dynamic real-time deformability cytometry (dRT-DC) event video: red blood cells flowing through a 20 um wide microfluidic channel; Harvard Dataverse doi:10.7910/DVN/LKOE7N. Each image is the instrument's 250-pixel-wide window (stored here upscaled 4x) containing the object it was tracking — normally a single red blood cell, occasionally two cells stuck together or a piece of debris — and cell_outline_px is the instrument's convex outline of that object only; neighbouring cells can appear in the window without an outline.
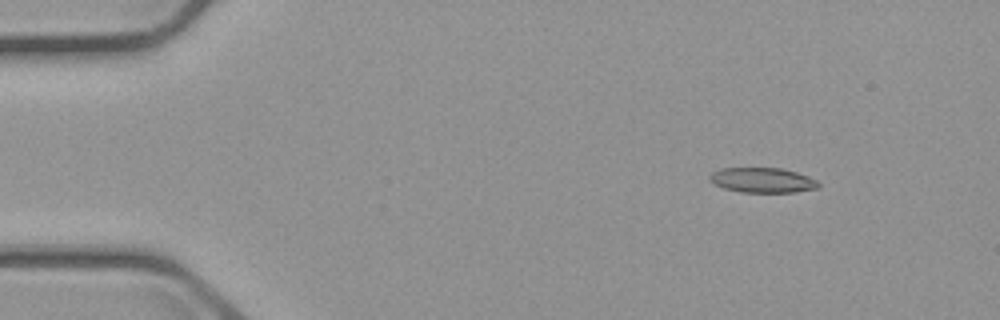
{"species": "common noctule bat (a hibernating species)", "species_latin": "Nyctalus noctula", "temperature_condition": "cold", "stored_images_in_passage": 4, "camera_frame_rate_fps": 3000, "um_per_image_px": 0.085, "animal": {"sex": "male", "body_mass_g": 23.1, "forearm_length_mm": 52.7}, "frame": {"image": 1, "passage_image": 4, "time_ms": 5.667, "image_size_px": [1000, 320], "cell_outline_px": [[820, 188], [796, 192], [740, 192], [724, 188], [716, 184], [708, 176], [712, 172], [720, 168], [780, 168], [796, 172], [808, 176], [816, 180], [820, 184]], "centroid_in_image_um": [64.84, 15.31], "position_along_channel_um": 20.2, "area_um2": 15.78}}